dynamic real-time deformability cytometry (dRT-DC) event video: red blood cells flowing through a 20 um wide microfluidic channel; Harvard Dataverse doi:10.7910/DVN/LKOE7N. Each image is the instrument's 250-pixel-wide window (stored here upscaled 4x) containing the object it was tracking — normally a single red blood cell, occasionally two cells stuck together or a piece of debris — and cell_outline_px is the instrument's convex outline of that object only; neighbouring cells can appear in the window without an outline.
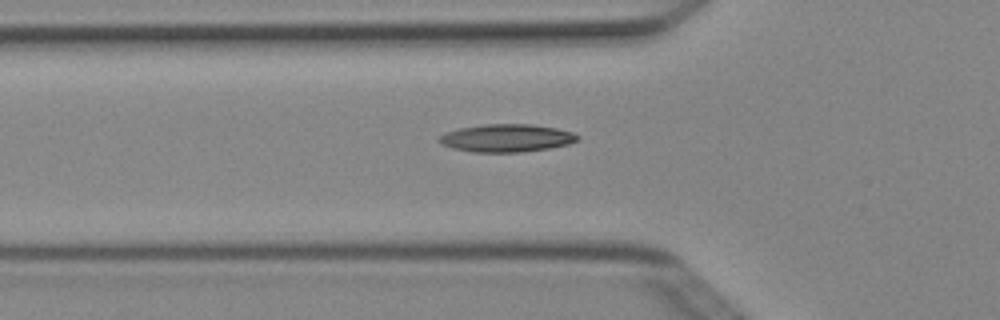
{"species": "Egyptian fruit bat (a non-hibernating species)", "species_latin": "Rousettus aegyptiacus", "temperature_condition": "cold", "stored_images_in_passage": 6, "segment_of_instrument_passage": [2, 2], "camera_frame_rate_fps": 3000, "um_per_image_px": 0.085, "animal": {"sex": "female"}, "frame": {"image": 1, "passage_image": 6, "time_ms": 1.667, "image_size_px": [1000, 320], "cell_outline_px": [[580, 140], [568, 144], [548, 148], [524, 152], [472, 152], [452, 148], [440, 144], [436, 140], [444, 132], [460, 128], [484, 124], [532, 124], [556, 128], [572, 132], [580, 136]], "centroid_in_image_um": [43.04, 11.73], "position_along_channel_um": 82.8, "area_um2": 22.6}}